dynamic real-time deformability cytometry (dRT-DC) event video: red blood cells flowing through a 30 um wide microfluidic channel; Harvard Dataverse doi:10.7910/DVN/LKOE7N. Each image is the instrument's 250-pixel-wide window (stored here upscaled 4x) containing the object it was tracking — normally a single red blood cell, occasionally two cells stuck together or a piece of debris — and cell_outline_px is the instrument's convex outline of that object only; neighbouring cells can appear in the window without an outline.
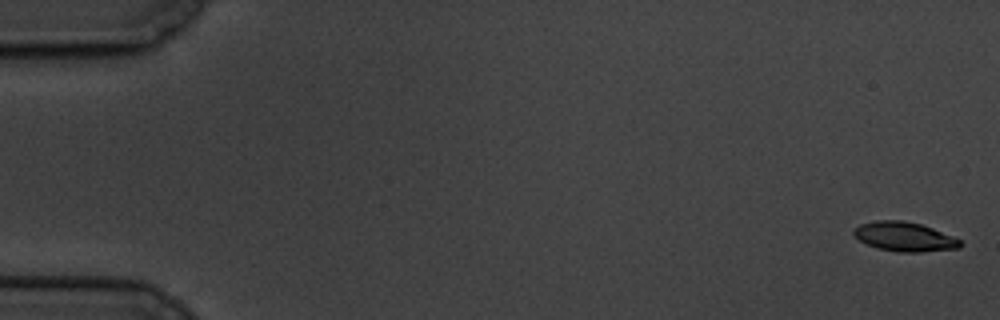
{"species": "common noctule bat (a hibernating species)", "species_latin": "Nyctalus noctula", "temperature_condition": "cold", "stored_images_in_passage": 6, "camera_frame_rate_fps": 3000, "um_per_image_px": 0.085, "animal": {"sex": "male", "body_mass_g": 19.5, "forearm_length_mm": 54.6}, "frame": {"image": 1, "passage_image": 1, "time_ms": 0.0, "image_size_px": [1000, 320], "cell_outline_px": [[964, 244], [960, 248], [920, 252], [896, 252], [876, 248], [860, 240], [852, 232], [860, 224], [876, 220], [904, 220], [920, 224], [932, 228], [952, 236], [960, 240]], "centroid_in_image_um": [76.9, 20.12], "position_along_channel_um": 8.1, "area_um2": 18.15}}
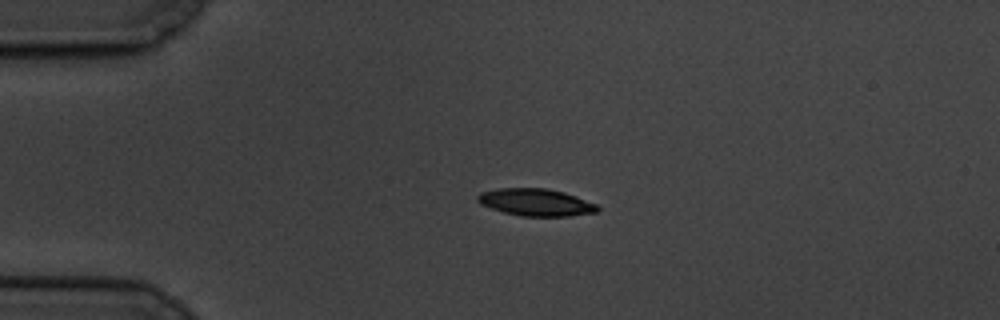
{"frame": {"image": 2, "passage_image": 5, "time_ms": 4.333, "image_size_px": [1000, 320], "cell_outline_px": [[600, 208], [596, 212], [568, 216], [520, 216], [504, 212], [480, 204], [476, 200], [476, 196], [480, 192], [500, 188], [544, 188], [564, 192], [576, 196], [596, 204]], "centroid_in_image_um": [45.52, 17.19], "position_along_channel_um": 39.5, "area_um2": 18.96}}